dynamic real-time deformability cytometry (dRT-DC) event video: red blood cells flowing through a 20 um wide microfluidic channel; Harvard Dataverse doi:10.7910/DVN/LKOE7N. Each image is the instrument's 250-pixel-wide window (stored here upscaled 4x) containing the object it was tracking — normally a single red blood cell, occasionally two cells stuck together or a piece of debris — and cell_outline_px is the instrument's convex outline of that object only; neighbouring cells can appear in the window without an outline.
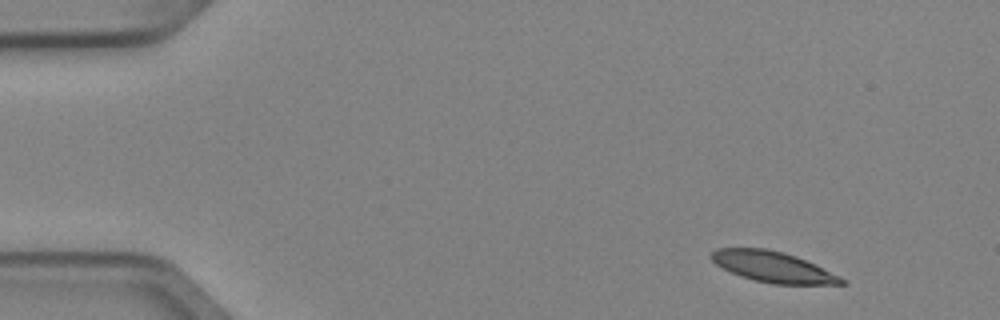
{"species": "Egyptian fruit bat (a non-hibernating species)", "species_latin": "Rousettus aegyptiacus", "temperature_condition": "cold", "stored_images_in_passage": 4, "segment_of_instrument_passage": [1, 2], "camera_frame_rate_fps": 3000, "um_per_image_px": 0.085, "animal": {"sex": "female"}, "frame": {"image": 1, "passage_image": 1, "time_ms": 0.0, "image_size_px": [1000, 320], "cell_outline_px": [[848, 284], [772, 284], [740, 276], [716, 264], [712, 260], [712, 252], [716, 248], [768, 248], [784, 252], [796, 256], [840, 276], [848, 280]], "centroid_in_image_um": [65.73, 22.68], "position_along_channel_um": 19.3, "area_um2": 23.12}}